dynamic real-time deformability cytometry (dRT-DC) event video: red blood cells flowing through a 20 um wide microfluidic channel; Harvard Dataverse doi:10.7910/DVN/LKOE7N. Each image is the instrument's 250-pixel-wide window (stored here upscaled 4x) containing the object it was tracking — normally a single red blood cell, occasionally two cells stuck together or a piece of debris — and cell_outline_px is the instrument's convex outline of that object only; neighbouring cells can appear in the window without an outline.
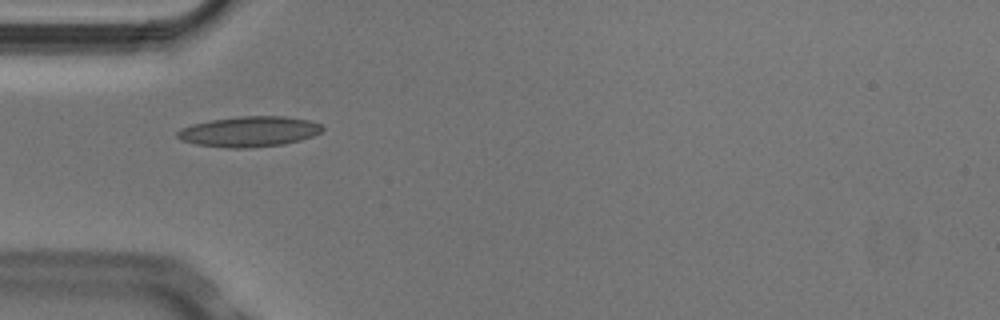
{"species": "Egyptian fruit bat (a non-hibernating species)", "species_latin": "Rousettus aegyptiacus", "temperature_condition": "cold", "stored_images_in_passage": 1, "camera_frame_rate_fps": 3000, "um_per_image_px": 0.085, "animal": {"sex": "male"}, "frame": {"image": 1, "passage_image": 1, "time_ms": 0.0, "image_size_px": [1000, 320], "cell_outline_px": [[324, 128], [320, 132], [312, 136], [300, 140], [284, 144], [248, 148], [228, 148], [196, 144], [180, 140], [176, 136], [176, 132], [180, 128], [192, 124], [212, 120], [240, 116], [284, 116], [308, 120], [320, 124]], "centroid_in_image_um": [21.15, 11.18], "position_along_channel_um": 63.8, "area_um2": 25.66}}